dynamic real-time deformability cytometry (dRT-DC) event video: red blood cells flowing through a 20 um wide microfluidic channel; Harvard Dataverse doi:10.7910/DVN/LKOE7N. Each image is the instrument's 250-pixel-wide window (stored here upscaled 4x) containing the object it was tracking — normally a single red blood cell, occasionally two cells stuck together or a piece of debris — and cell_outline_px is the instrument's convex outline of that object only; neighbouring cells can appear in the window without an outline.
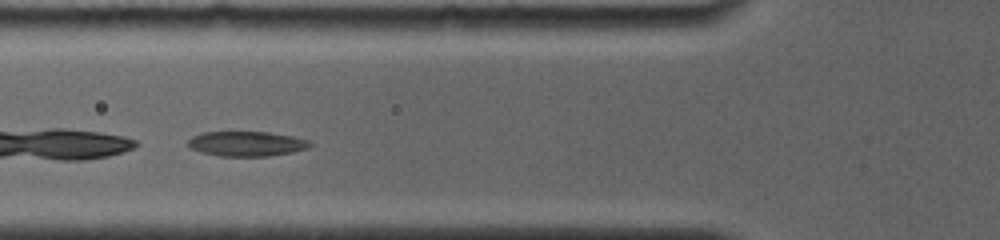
{"species": "common noctule bat (a hibernating species)", "species_latin": "Nyctalus noctula", "temperature_condition": "room temperature", "stored_images_in_passage": 32, "camera_frame_rate_fps": 4000, "um_per_image_px": 0.085, "animal": {"sex": "female", "body_mass_g": 19.0, "forearm_length_mm": 56.7}, "frame": {"image": 1, "passage_image": 3, "time_ms": 1.0, "image_size_px": [1000, 240], "cell_outline_px": [[312, 144], [308, 148], [292, 152], [268, 156], [220, 156], [200, 152], [184, 144], [192, 136], [204, 132], [268, 132], [292, 136], [312, 140]], "centroid_in_image_um": [20.96, 12.21], "position_along_channel_um": 104.8, "area_um2": 17.8}}
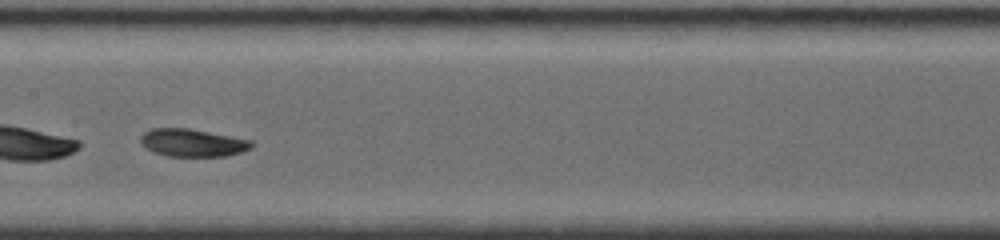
{"frame": {"image": 2, "passage_image": 7, "time_ms": 3.25, "image_size_px": [1000, 240], "cell_outline_px": [[256, 144], [252, 148], [228, 156], [168, 156], [152, 152], [144, 148], [140, 144], [140, 136], [144, 132], [152, 128], [188, 128], [252, 140]], "centroid_in_image_um": [16.35, 12.14], "position_along_channel_um": 191.1, "area_um2": 18.15}}
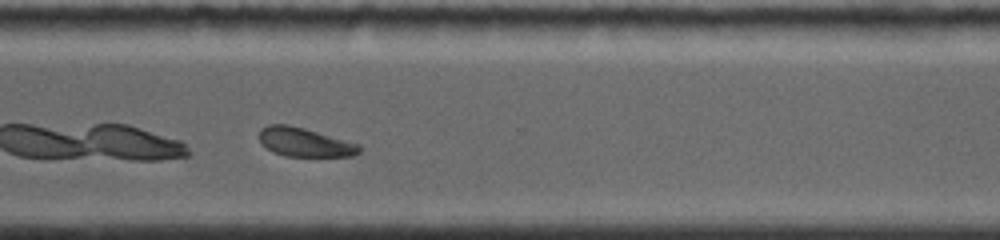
{"frame": {"image": 3, "passage_image": 23, "time_ms": 7.25, "image_size_px": [1000, 240], "cell_outline_px": [[360, 152], [352, 156], [284, 156], [272, 152], [260, 140], [260, 128], [268, 124], [288, 124], [304, 128], [360, 144]], "centroid_in_image_um": [25.9, 12.08], "position_along_channel_um": 344.7, "area_um2": 16.76}}